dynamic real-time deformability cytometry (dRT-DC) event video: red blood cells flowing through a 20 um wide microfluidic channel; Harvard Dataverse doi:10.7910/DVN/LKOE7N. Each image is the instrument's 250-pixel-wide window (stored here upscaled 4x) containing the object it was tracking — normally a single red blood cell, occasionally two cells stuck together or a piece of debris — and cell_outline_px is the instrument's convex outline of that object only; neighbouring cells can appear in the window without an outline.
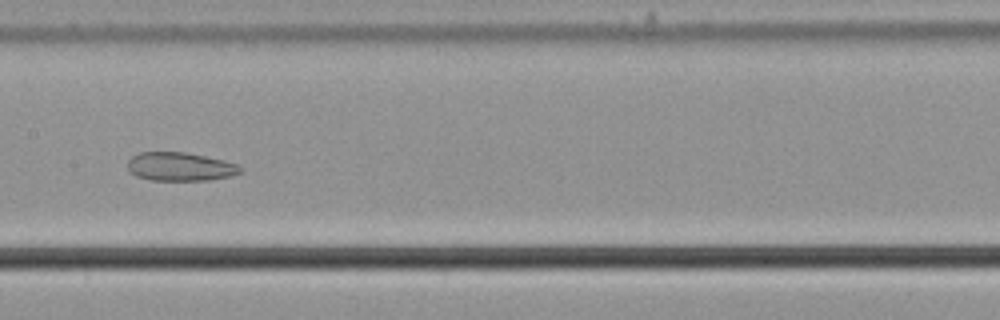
{"species": "common noctule bat (a hibernating species)", "species_latin": "Nyctalus noctula", "temperature_condition": "cold", "stored_images_in_passage": 47, "camera_frame_rate_fps": 3000, "um_per_image_px": 0.085, "animal": {"sex": "male", "body_mass_g": 21.5, "forearm_length_mm": 52.0}, "frame": {"image": 1, "passage_image": 20, "time_ms": 6.333, "image_size_px": [1000, 320], "cell_outline_px": [[244, 172], [232, 176], [208, 180], [152, 180], [136, 176], [128, 172], [128, 160], [132, 156], [140, 152], [184, 152], [224, 160], [236, 164], [244, 168]], "centroid_in_image_um": [15.33, 14.17], "position_along_channel_um": 192.1, "area_um2": 18.9}}
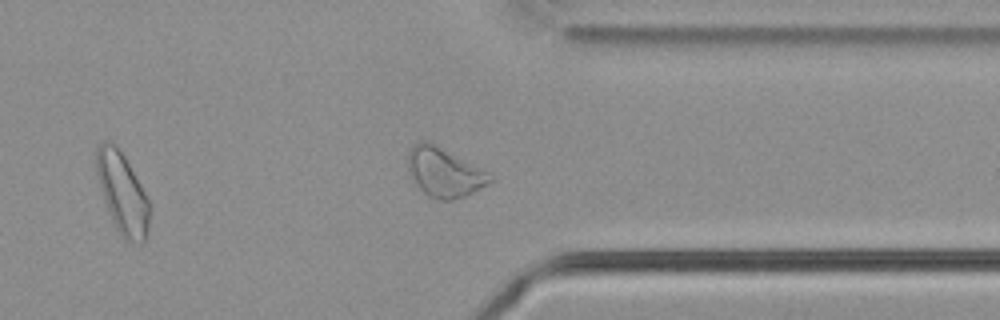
{"frame": {"image": 2, "passage_image": 35, "time_ms": 11.333, "image_size_px": [1000, 320], "cell_outline_px": [[496, 180], [464, 196], [452, 200], [440, 200], [428, 196], [416, 184], [408, 172], [408, 152], [416, 140], [432, 140], [496, 176]], "centroid_in_image_um": [37.78, 14.59], "position_along_channel_um": 373.6, "area_um2": 24.22}}
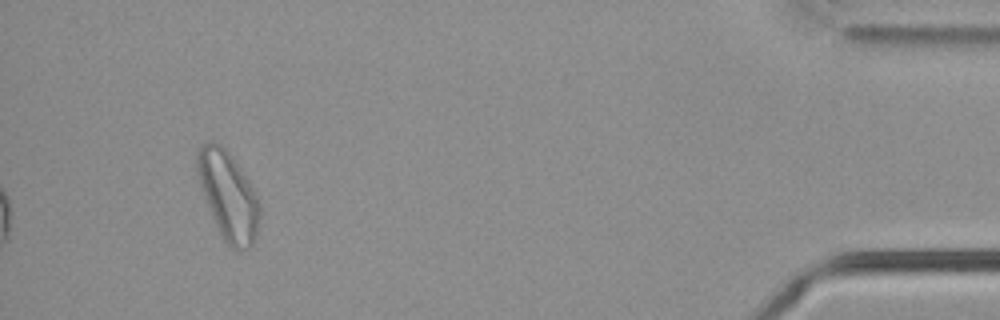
{"frame": {"image": 3, "passage_image": 44, "time_ms": 14.333, "image_size_px": [1000, 320], "cell_outline_px": [[260, 216], [256, 236], [252, 244], [248, 248], [232, 248], [224, 240], [216, 228], [200, 188], [196, 172], [196, 152], [204, 144], [220, 144], [228, 152], [240, 168], [248, 180], [260, 204]], "centroid_in_image_um": [19.37, 16.66], "position_along_channel_um": 415.8, "area_um2": 31.79}, "authors_computed_cell_mechanics": {"area_um2": 24.2182, "velocity_mm_per_s": 3.6695, "shape_relaxation_time_tau1_ms": null, "shape_relaxation_time_tau2_ms": 7.0942, "deformation_change_tau1": null, "deformation_change_tau2": 0.1468}}